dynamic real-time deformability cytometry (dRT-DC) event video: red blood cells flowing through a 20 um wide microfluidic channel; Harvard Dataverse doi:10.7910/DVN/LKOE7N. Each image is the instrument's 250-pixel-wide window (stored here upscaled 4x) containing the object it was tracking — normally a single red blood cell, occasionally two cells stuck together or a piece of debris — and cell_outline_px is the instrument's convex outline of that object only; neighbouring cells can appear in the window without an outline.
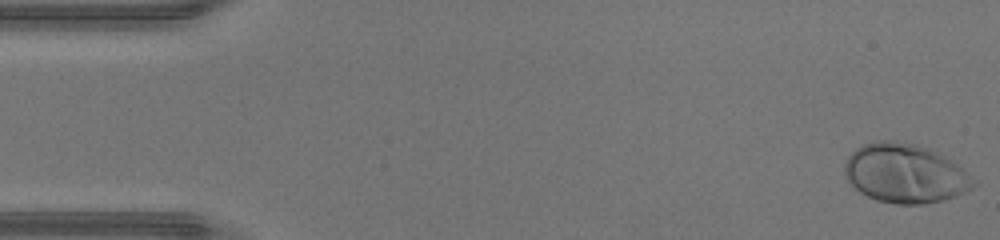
{"species": "human", "species_latin": "Homo sapiens", "temperature_condition": "warm", "stored_images_in_passage": 47, "camera_frame_rate_fps": 3000, "um_per_image_px": 0.085, "donor": {"sex": "male"}, "frame": {"image": 1, "passage_image": 1, "time_ms": 0.0, "image_size_px": [1000, 240], "cell_outline_px": [[980, 184], [956, 196], [944, 200], [924, 204], [896, 204], [876, 200], [860, 192], [848, 180], [844, 172], [844, 164], [848, 156], [856, 148], [864, 144], [876, 140], [892, 140], [912, 144], [928, 148], [956, 164], [972, 176]], "centroid_in_image_um": [76.93, 14.75], "position_along_channel_um": 8.1, "area_um2": 44.27}}
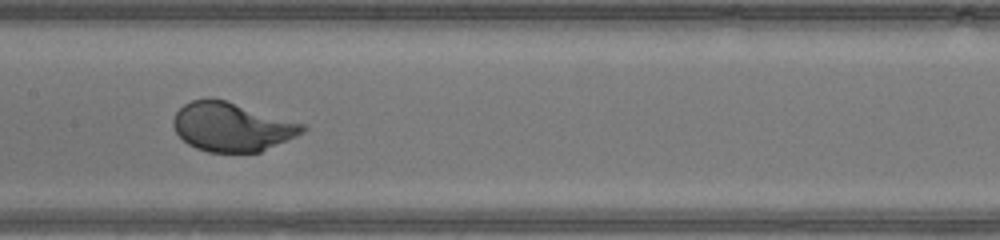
{"frame": {"image": 2, "passage_image": 23, "time_ms": 7.333, "image_size_px": [1000, 240], "cell_outline_px": [[308, 128], [304, 132], [296, 136], [260, 152], [208, 152], [196, 148], [188, 144], [176, 132], [172, 124], [172, 120], [176, 112], [184, 104], [192, 100], [208, 96], [224, 100], [304, 124]], "centroid_in_image_um": [19.67, 10.78], "position_along_channel_um": 187.7, "area_um2": 36.65}}
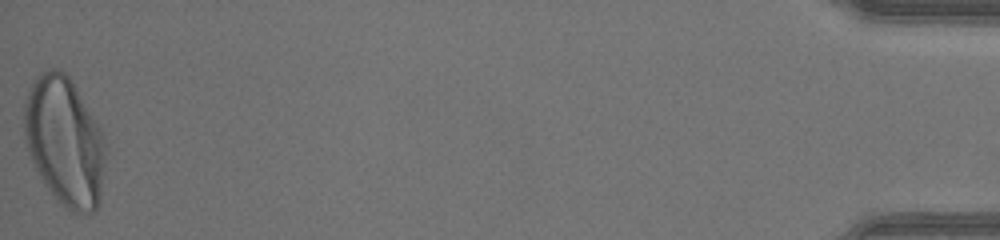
{"frame": {"image": 3, "passage_image": 47, "time_ms": 15.333, "image_size_px": [1000, 240], "cell_outline_px": [[104, 160], [100, 204], [92, 212], [72, 212], [60, 204], [56, 200], [44, 184], [28, 152], [24, 132], [24, 104], [32, 84], [36, 76], [52, 68], [56, 68], [64, 72], [68, 76], [100, 128], [104, 136]], "centroid_in_image_um": [5.48, 12.05], "position_along_channel_um": 429.7, "area_um2": 60.34}, "authors_computed_cell_mechanics": {"area_um2": 37.8012, "velocity_mm_per_s": 4.3765, "shape_relaxation_time_tau1_ms": 2.181, "shape_relaxation_time_tau2_ms": null, "deformation_change_tau1": 0.1779, "deformation_change_tau2": null}}